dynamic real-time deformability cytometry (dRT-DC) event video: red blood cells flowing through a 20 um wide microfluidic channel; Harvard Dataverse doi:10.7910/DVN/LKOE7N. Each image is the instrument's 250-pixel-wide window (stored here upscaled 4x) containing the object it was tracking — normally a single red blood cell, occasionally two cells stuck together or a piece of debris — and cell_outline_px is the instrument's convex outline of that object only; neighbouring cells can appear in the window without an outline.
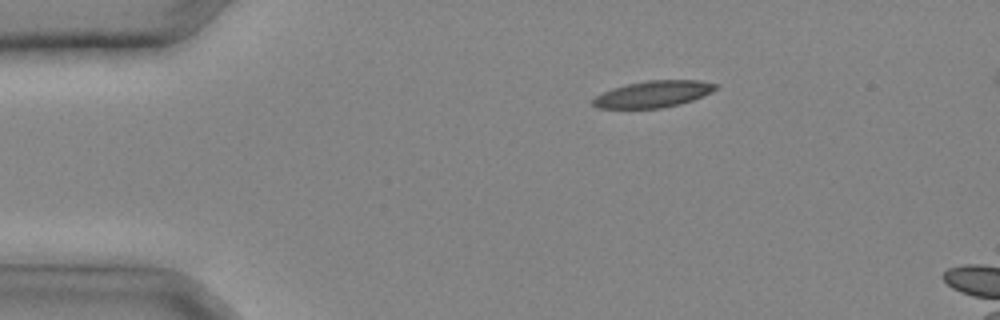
{"species": "common noctule bat (a hibernating species)", "species_latin": "Nyctalus noctula", "temperature_condition": "cold", "stored_images_in_passage": 7, "camera_frame_rate_fps": 3000, "um_per_image_px": 0.085, "animal": {"sex": "male", "body_mass_g": 20.4}, "frame": {"image": 1, "passage_image": 1, "time_ms": 0.0, "image_size_px": [1000, 320], "cell_outline_px": [[720, 88], [712, 92], [692, 100], [680, 104], [660, 108], [596, 108], [592, 104], [592, 100], [596, 96], [612, 88], [628, 84], [648, 80], [700, 80], [720, 84]], "centroid_in_image_um": [55.58, 7.99], "position_along_channel_um": 29.4, "area_um2": 19.07}}